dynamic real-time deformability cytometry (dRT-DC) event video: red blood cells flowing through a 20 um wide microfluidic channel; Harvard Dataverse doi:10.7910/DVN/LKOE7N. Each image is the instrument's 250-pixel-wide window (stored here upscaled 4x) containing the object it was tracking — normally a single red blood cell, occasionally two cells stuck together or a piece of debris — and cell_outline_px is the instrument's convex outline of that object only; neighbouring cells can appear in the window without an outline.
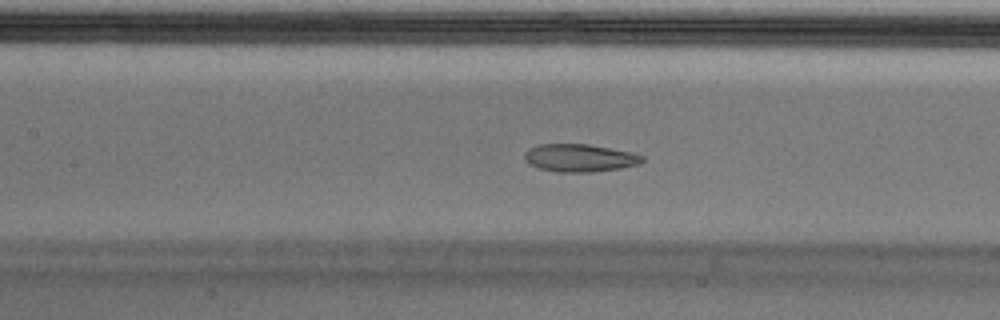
{"species": "Egyptian fruit bat (a non-hibernating species)", "species_latin": "Rousettus aegyptiacus", "temperature_condition": "cold", "stored_images_in_passage": 55, "camera_frame_rate_fps": 3000, "um_per_image_px": 0.085, "animal": {"sex": "male"}, "frame": {"image": 1, "passage_image": 24, "time_ms": 7.667, "image_size_px": [1000, 320], "cell_outline_px": [[644, 160], [640, 164], [620, 168], [592, 172], [556, 172], [540, 168], [528, 164], [524, 160], [524, 152], [528, 148], [540, 144], [588, 144], [628, 152], [644, 156]], "centroid_in_image_um": [49.22, 13.43], "position_along_channel_um": 158.2, "area_um2": 19.02}, "authors_computed_cell_mechanics": {"area_um2": 21.386, "velocity_mm_per_s": 3.6372, "shape_relaxation_time_tau1_ms": null, "shape_relaxation_time_tau2_ms": 1.4046, "deformation_change_tau1": null, "deformation_change_tau2": 0.0638}}